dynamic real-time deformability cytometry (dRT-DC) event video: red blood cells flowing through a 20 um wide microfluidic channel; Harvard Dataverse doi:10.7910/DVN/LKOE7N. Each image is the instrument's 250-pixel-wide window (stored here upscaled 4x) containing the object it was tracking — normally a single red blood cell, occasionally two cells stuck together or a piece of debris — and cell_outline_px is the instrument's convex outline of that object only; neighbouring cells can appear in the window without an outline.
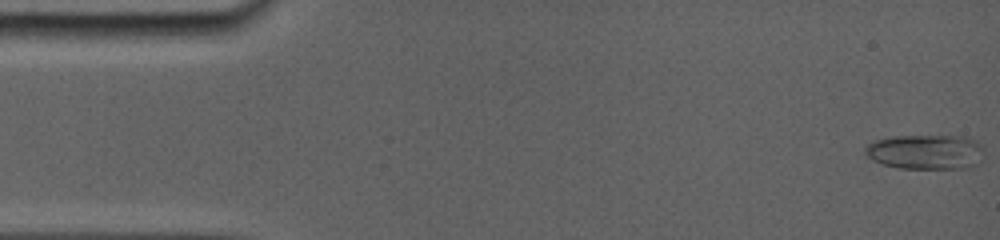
{"species": "common noctule bat (a hibernating species)", "species_latin": "Nyctalus noctula", "temperature_condition": "room temperature", "stored_images_in_passage": 26, "camera_frame_rate_fps": 5000, "um_per_image_px": 0.085, "animal": {"sex": "female", "body_mass_g": 19.0, "forearm_length_mm": 56.7}, "frame": {"image": 1, "passage_image": 2, "time_ms": 0.2, "image_size_px": [1000, 240], "cell_outline_px": [[960, 140], [952, 168], [904, 168], [884, 164], [876, 160], [868, 152], [872, 144], [880, 140], [904, 136], [948, 136]], "centroid_in_image_um": [77.9, 12.89], "position_along_channel_um": 7.1, "area_um2": 17.92}}
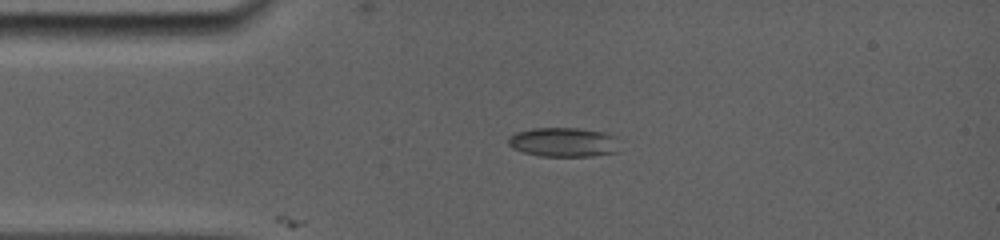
{"frame": {"image": 2, "passage_image": 19, "time_ms": 3.6, "image_size_px": [1000, 240], "cell_outline_px": [[608, 152], [588, 156], [544, 156], [524, 152], [508, 144], [508, 140], [512, 136], [520, 132], [536, 128], [576, 128], [596, 132], [600, 136]], "centroid_in_image_um": [47.49, 12.09], "position_along_channel_um": 37.5, "area_um2": 16.47}}